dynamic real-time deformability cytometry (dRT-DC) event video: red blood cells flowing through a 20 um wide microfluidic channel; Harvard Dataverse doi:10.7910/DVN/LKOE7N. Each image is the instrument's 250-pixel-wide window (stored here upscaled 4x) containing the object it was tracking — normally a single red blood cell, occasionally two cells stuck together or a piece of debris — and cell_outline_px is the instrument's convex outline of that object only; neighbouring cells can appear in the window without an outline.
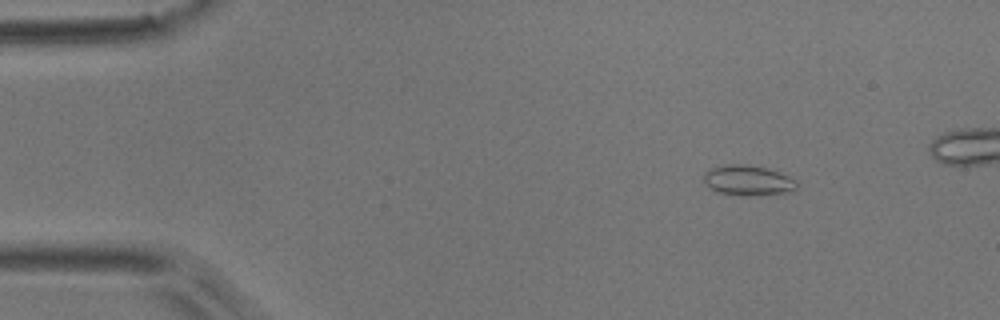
{"species": "common noctule bat (a hibernating species)", "species_latin": "Nyctalus noctula", "temperature_condition": "room temperature", "stored_images_in_passage": 5, "camera_frame_rate_fps": 3000, "um_per_image_px": 0.085, "animal": {"sex": "male", "body_mass_g": 17.9}, "frame": {"image": 1, "passage_image": 2, "time_ms": 1.667, "image_size_px": [1000, 320], "cell_outline_px": [[796, 188], [792, 192], [760, 196], [740, 196], [716, 192], [704, 180], [704, 172], [708, 168], [728, 164], [744, 164], [768, 168], [780, 172], [796, 180]], "centroid_in_image_um": [63.6, 15.34], "position_along_channel_um": 21.4, "area_um2": 16.7}}